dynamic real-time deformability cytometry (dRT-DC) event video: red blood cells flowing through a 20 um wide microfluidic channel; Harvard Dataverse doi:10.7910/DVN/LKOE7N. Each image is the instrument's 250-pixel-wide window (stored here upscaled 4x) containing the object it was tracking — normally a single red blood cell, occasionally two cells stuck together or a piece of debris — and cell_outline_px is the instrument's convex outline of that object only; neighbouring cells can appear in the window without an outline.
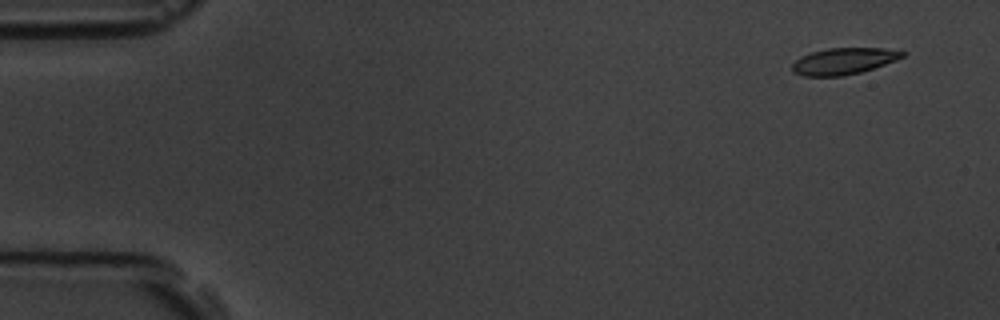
{"species": "common noctule bat (a hibernating species)", "species_latin": "Nyctalus noctula", "temperature_condition": "room temperature", "stored_images_in_passage": 6, "camera_frame_rate_fps": 3000, "um_per_image_px": 0.085, "animal": {"sex": "male", "body_mass_g": 19.5, "forearm_length_mm": 54.6}, "frame": {"image": 1, "passage_image": 1, "time_ms": 0.0, "image_size_px": [1000, 320], "cell_outline_px": [[908, 52], [904, 56], [896, 60], [860, 72], [844, 76], [804, 76], [792, 72], [792, 64], [800, 56], [812, 52], [828, 48], [884, 48]], "centroid_in_image_um": [71.7, 5.19], "position_along_channel_um": 13.3, "area_um2": 16.99}}
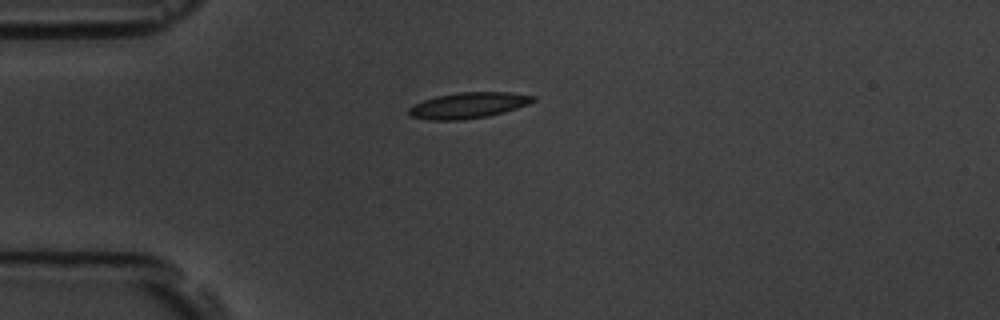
{"frame": {"image": 2, "passage_image": 4, "time_ms": 3.667, "image_size_px": [1000, 320], "cell_outline_px": [[536, 100], [528, 104], [504, 112], [488, 116], [464, 120], [428, 120], [408, 116], [408, 108], [412, 104], [436, 96], [460, 92], [508, 92], [536, 96]], "centroid_in_image_um": [39.77, 8.96], "position_along_channel_um": 45.2, "area_um2": 18.9}}
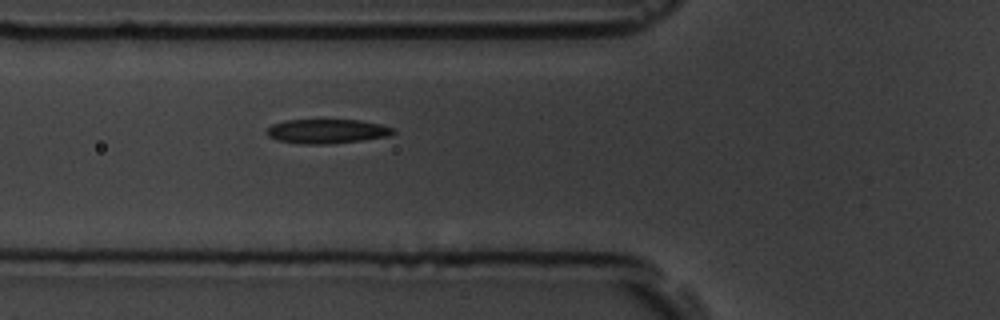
{"frame": {"image": 3, "passage_image": 6, "time_ms": 5.667, "image_size_px": [1000, 320], "cell_outline_px": [[396, 132], [388, 136], [360, 140], [328, 144], [300, 144], [276, 140], [268, 136], [268, 128], [272, 124], [284, 120], [360, 120], [380, 124], [396, 128]], "centroid_in_image_um": [27.8, 11.15], "position_along_channel_um": 98.0, "area_um2": 17.92}}